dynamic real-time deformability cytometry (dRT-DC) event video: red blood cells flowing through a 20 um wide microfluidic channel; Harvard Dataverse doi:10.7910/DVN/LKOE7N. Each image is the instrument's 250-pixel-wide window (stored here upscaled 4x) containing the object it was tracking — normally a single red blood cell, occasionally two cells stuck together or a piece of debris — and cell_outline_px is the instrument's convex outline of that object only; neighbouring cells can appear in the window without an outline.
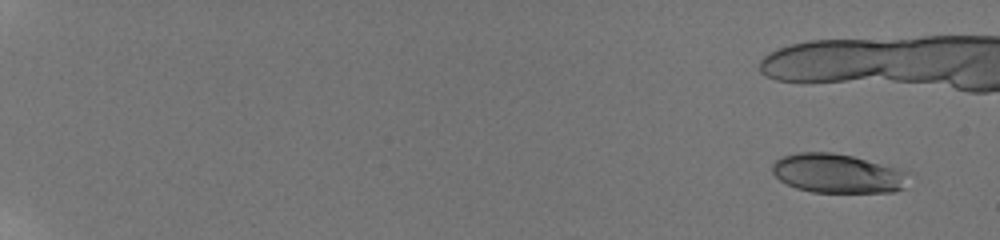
{"species": "human", "species_latin": "Homo sapiens", "temperature_condition": "room temperature", "stored_images_in_passage": 36, "camera_frame_rate_fps": 3000, "um_per_image_px": 0.085, "donor": {"sex": "male"}, "frame": {"image": 1, "passage_image": 1, "time_ms": 0.0, "image_size_px": [1000, 240], "cell_outline_px": [[904, 188], [896, 192], [812, 192], [796, 188], [780, 180], [772, 172], [772, 164], [780, 156], [796, 152], [832, 152], [852, 156], [900, 168], [904, 172]], "centroid_in_image_um": [71.13, 14.73], "position_along_channel_um": 13.9, "area_um2": 30.98}}